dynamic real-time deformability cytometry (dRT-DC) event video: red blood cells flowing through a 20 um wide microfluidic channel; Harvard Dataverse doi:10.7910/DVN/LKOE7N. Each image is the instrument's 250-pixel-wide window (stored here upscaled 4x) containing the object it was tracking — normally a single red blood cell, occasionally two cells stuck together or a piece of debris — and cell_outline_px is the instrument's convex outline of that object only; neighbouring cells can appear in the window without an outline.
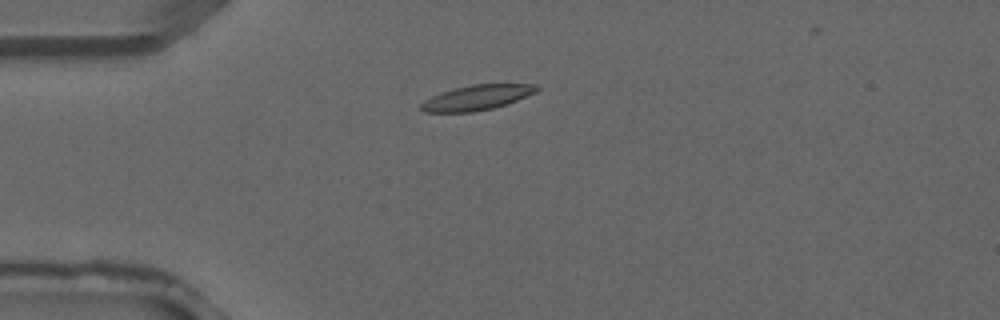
{"species": "common noctule bat (a hibernating species)", "species_latin": "Nyctalus noctula", "temperature_condition": "warm", "stored_images_in_passage": 3, "camera_frame_rate_fps": 3000, "um_per_image_px": 0.085, "animal": {"sex": "male", "forearm_length_mm": 52.5}, "frame": {"image": 1, "passage_image": 2, "time_ms": 0.333, "image_size_px": [1000, 320], "cell_outline_px": [[540, 88], [536, 92], [508, 104], [492, 108], [472, 112], [424, 112], [420, 108], [420, 104], [424, 100], [440, 92], [472, 84], [536, 84]], "centroid_in_image_um": [40.54, 8.29], "position_along_channel_um": 44.5, "area_um2": 16.88}}